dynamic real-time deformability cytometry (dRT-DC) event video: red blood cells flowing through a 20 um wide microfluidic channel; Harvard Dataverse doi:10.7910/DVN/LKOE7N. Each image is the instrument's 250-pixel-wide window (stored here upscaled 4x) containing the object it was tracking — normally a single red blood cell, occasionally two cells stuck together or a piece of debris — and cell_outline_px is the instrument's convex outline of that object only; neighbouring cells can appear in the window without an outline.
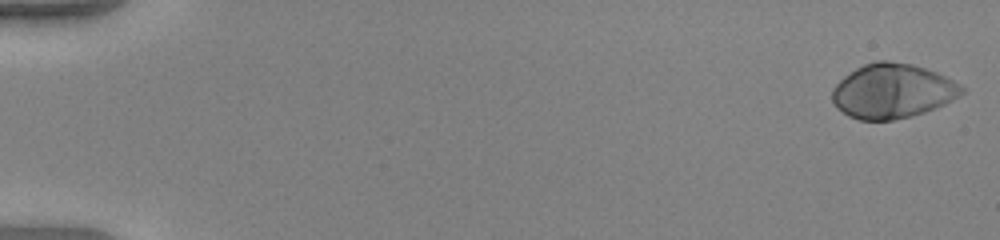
{"species": "human", "species_latin": "Homo sapiens", "temperature_condition": "warm", "stored_images_in_passage": 53, "camera_frame_rate_fps": 3000, "um_per_image_px": 0.085, "donor": {"sex": "female"}, "frame": {"image": 1, "passage_image": 1, "time_ms": 0.0, "image_size_px": [1000, 240], "cell_outline_px": [[964, 92], [952, 100], [944, 104], [924, 112], [912, 116], [892, 120], [860, 120], [848, 116], [836, 108], [832, 100], [832, 88], [844, 76], [856, 68], [864, 64], [876, 60], [888, 60], [912, 64], [936, 72], [960, 84], [964, 88]], "centroid_in_image_um": [75.83, 7.74], "position_along_channel_um": 9.2, "area_um2": 41.15}}
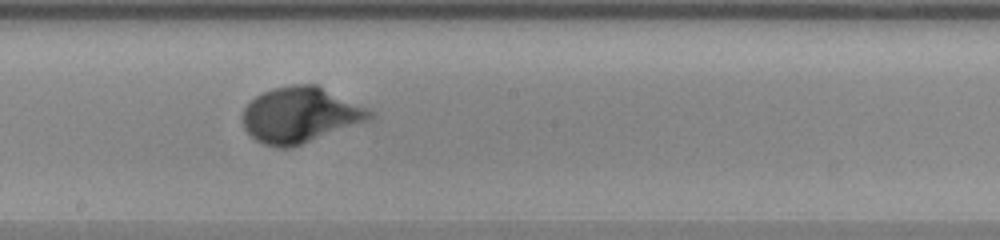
{"frame": {"image": 2, "passage_image": 31, "time_ms": 10.0, "image_size_px": [1000, 240], "cell_outline_px": [[376, 116], [372, 120], [292, 148], [276, 148], [264, 144], [256, 140], [244, 128], [240, 116], [244, 108], [256, 96], [272, 88], [292, 84], [316, 84], [368, 108], [376, 112]], "centroid_in_image_um": [25.55, 9.79], "position_along_channel_um": 222.6, "area_um2": 41.85}}
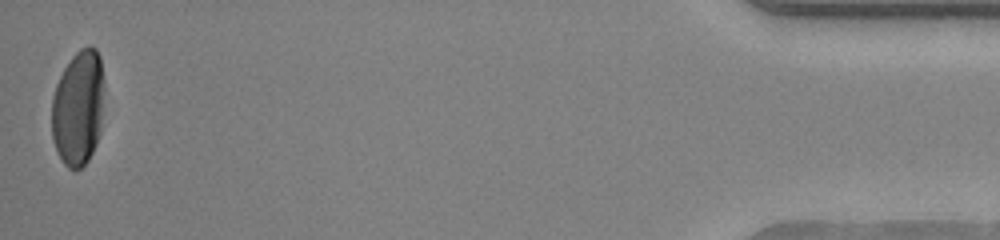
{"frame": {"image": 3, "passage_image": 53, "time_ms": 17.333, "image_size_px": [1000, 240], "cell_outline_px": [[104, 84], [100, 132], [96, 144], [88, 160], [80, 168], [68, 168], [64, 164], [56, 148], [52, 136], [52, 96], [56, 84], [64, 68], [72, 56], [80, 48], [88, 44], [96, 48], [100, 56], [104, 80]], "centroid_in_image_um": [6.66, 9.12], "position_along_channel_um": 428.5, "area_um2": 35.49}, "authors_computed_cell_mechanics": {"area_um2": 39.9976, "velocity_mm_per_s": 3.9094, "shape_relaxation_time_tau1_ms": 2.9784, "shape_relaxation_time_tau2_ms": null, "deformation_change_tau1": 0.2316, "deformation_change_tau2": null}}